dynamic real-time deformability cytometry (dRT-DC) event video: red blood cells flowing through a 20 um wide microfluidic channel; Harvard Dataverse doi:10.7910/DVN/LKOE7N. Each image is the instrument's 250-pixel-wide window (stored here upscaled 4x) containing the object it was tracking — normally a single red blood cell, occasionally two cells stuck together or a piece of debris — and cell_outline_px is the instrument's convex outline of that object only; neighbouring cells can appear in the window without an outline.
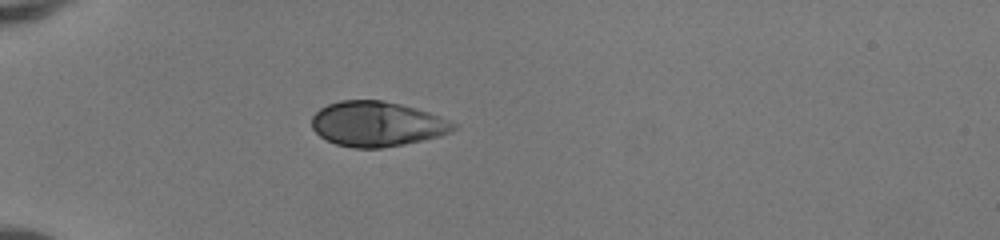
{"species": "human", "species_latin": "Homo sapiens", "temperature_condition": "room temperature", "stored_images_in_passage": 35, "camera_frame_rate_fps": 3000, "um_per_image_px": 0.085, "donor": {"sex": "female"}, "frame": {"image": 1, "passage_image": 1, "time_ms": 0.0, "image_size_px": [1000, 240], "cell_outline_px": [[456, 128], [440, 136], [404, 144], [380, 148], [352, 148], [336, 144], [320, 136], [312, 128], [312, 116], [320, 108], [328, 104], [340, 100], [384, 100], [416, 108], [428, 112], [448, 120], [456, 124]], "centroid_in_image_um": [32.02, 10.53], "position_along_channel_um": 53.0, "area_um2": 36.99}}
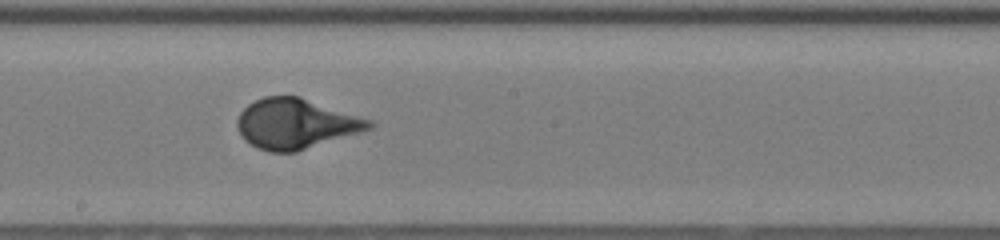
{"frame": {"image": 2, "passage_image": 15, "time_ms": 4.667, "image_size_px": [1000, 240], "cell_outline_px": [[376, 124], [372, 128], [360, 132], [296, 152], [268, 152], [256, 148], [244, 140], [236, 124], [236, 120], [240, 112], [248, 104], [264, 96], [300, 96], [372, 120]], "centroid_in_image_um": [25.13, 10.52], "position_along_channel_um": 223.1, "area_um2": 38.61}}
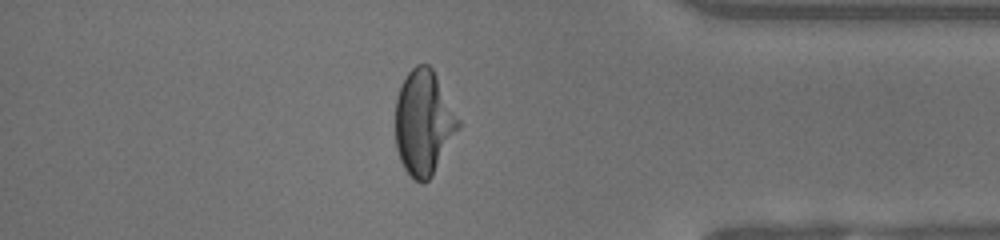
{"frame": {"image": 3, "passage_image": 29, "time_ms": 9.333, "image_size_px": [1000, 240], "cell_outline_px": [[460, 128], [432, 176], [424, 184], [420, 184], [404, 168], [400, 160], [396, 148], [396, 100], [400, 88], [408, 72], [416, 64], [428, 64], [432, 68], [460, 120]], "centroid_in_image_um": [36.02, 10.44], "position_along_channel_um": 399.2, "area_um2": 38.26}, "authors_computed_cell_mechanics": {"area_um2": 38.7838, "velocity_mm_per_s": 4.1614, "shape_relaxation_time_tau1_ms": 3.2097, "shape_relaxation_time_tau2_ms": null, "deformation_change_tau1": 0.2041, "deformation_change_tau2": null}}